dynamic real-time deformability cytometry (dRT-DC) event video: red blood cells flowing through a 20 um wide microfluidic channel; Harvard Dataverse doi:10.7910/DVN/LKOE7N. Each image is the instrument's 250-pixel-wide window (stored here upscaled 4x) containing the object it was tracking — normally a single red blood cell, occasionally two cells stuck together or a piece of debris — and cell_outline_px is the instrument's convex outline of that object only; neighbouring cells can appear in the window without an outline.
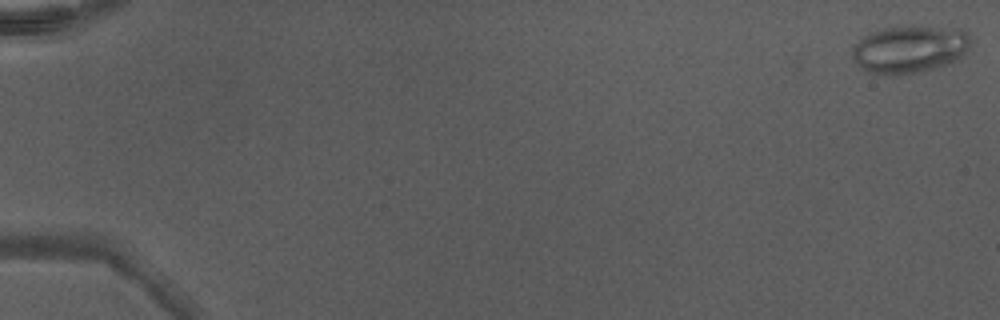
{"species": "Egyptian fruit bat (a non-hibernating species)", "species_latin": "Rousettus aegyptiacus", "temperature_condition": "warm", "stored_images_in_passage": 16, "camera_frame_rate_fps": 3000, "um_per_image_px": 0.085, "animal": {"sex": "male"}, "frame": {"image": 1, "passage_image": 1, "time_ms": 0.0, "image_size_px": [1000, 320], "cell_outline_px": [[972, 40], [964, 52], [956, 60], [920, 72], [900, 76], [876, 76], [860, 68], [852, 56], [852, 48], [864, 36], [872, 32], [888, 28], [960, 28]], "centroid_in_image_um": [77.25, 4.25], "position_along_channel_um": 7.8, "area_um2": 32.25}}